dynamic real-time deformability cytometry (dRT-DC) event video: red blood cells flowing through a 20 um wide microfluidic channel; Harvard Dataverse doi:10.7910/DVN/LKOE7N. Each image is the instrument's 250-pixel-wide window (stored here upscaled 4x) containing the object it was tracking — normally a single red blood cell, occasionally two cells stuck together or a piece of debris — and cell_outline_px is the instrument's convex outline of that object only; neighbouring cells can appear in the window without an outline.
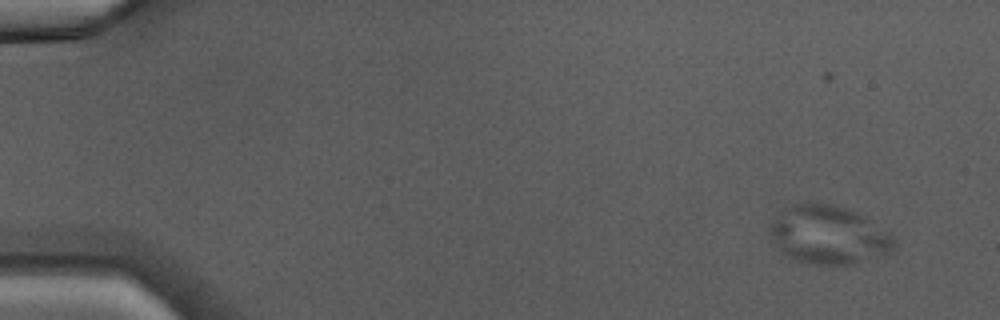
{"species": "Egyptian fruit bat (a non-hibernating species)", "species_latin": "Rousettus aegyptiacus", "temperature_condition": "warm", "stored_images_in_passage": 44, "camera_frame_rate_fps": 3000, "um_per_image_px": 0.085, "animal": {"sex": "male"}, "frame": {"image": 1, "passage_image": 1, "time_ms": 0.0, "image_size_px": [1000, 320], "cell_outline_px": [[896, 248], [892, 252], [884, 256], [856, 264], [808, 264], [796, 260], [780, 252], [776, 248], [768, 236], [768, 224], [784, 208], [792, 204], [808, 200], [832, 204], [848, 208], [868, 216], [892, 232], [896, 236]], "centroid_in_image_um": [70.46, 19.94], "position_along_channel_um": 14.5, "area_um2": 44.27}}
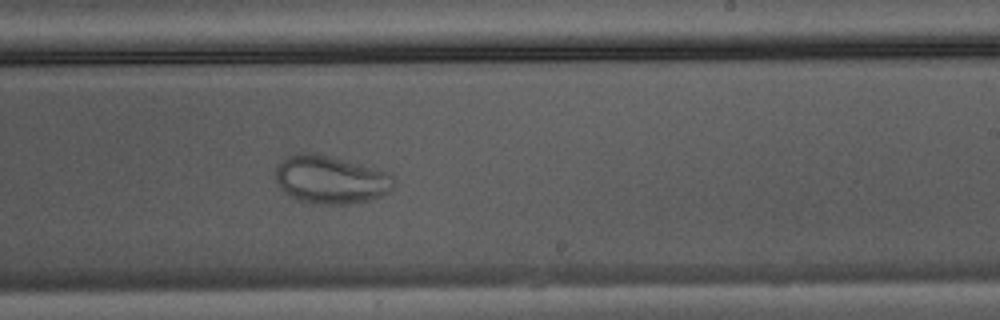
{"frame": {"image": 2, "passage_image": 27, "time_ms": 8.667, "image_size_px": [1000, 320], "cell_outline_px": [[396, 184], [388, 192], [380, 196], [368, 200], [352, 204], [308, 204], [288, 196], [280, 188], [276, 180], [276, 168], [288, 156], [300, 152], [312, 152], [328, 156], [388, 172], [392, 176]], "centroid_in_image_um": [28.09, 15.29], "position_along_channel_um": 260.9, "area_um2": 33.06}}